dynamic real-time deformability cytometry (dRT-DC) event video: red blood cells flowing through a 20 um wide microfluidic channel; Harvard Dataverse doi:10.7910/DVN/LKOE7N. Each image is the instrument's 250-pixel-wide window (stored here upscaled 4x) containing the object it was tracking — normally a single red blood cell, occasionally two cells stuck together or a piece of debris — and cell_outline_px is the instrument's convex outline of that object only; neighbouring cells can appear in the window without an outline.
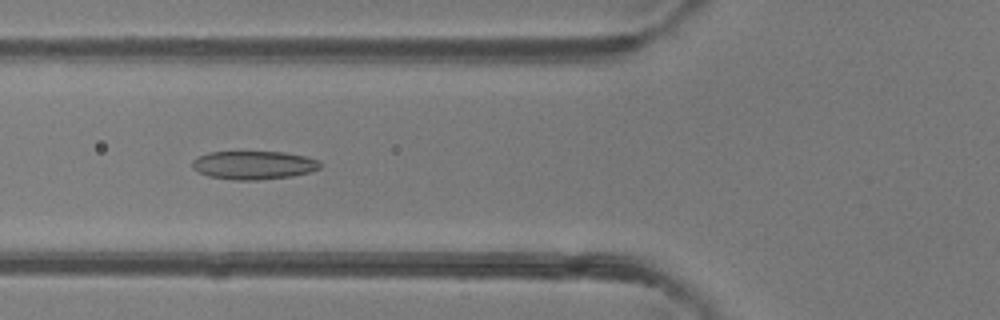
{"species": "common noctule bat (a hibernating species)", "species_latin": "Nyctalus noctula", "temperature_condition": "room temperature", "stored_images_in_passage": 48, "camera_frame_rate_fps": 3000, "um_per_image_px": 0.085, "animal": {"sex": "female"}, "frame": {"image": 1, "passage_image": 18, "time_ms": 5.667, "image_size_px": [1000, 320], "cell_outline_px": [[320, 168], [308, 172], [292, 176], [256, 180], [232, 180], [208, 176], [192, 168], [192, 160], [208, 152], [284, 152], [304, 156], [320, 160]], "centroid_in_image_um": [21.55, 14.03], "position_along_channel_um": 104.2, "area_um2": 21.1}}
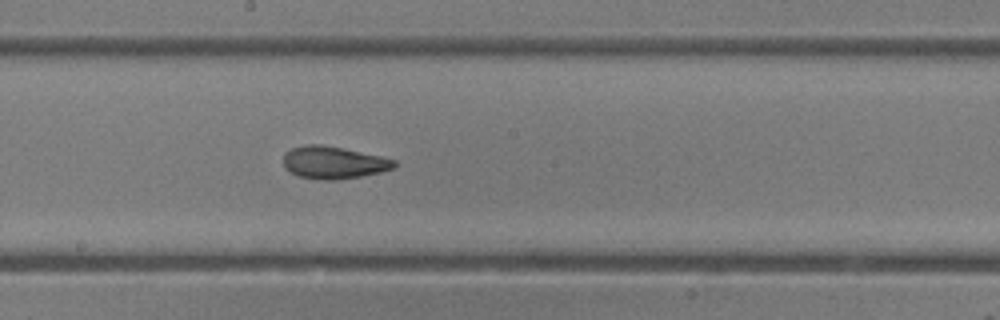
{"frame": {"image": 2, "passage_image": 26, "time_ms": 8.333, "image_size_px": [1000, 320], "cell_outline_px": [[396, 168], [380, 172], [360, 176], [336, 180], [320, 180], [296, 176], [284, 168], [284, 152], [292, 148], [304, 144], [320, 144], [344, 148], [380, 156], [396, 160]], "centroid_in_image_um": [28.33, 13.81], "position_along_channel_um": 219.9, "area_um2": 21.15}}
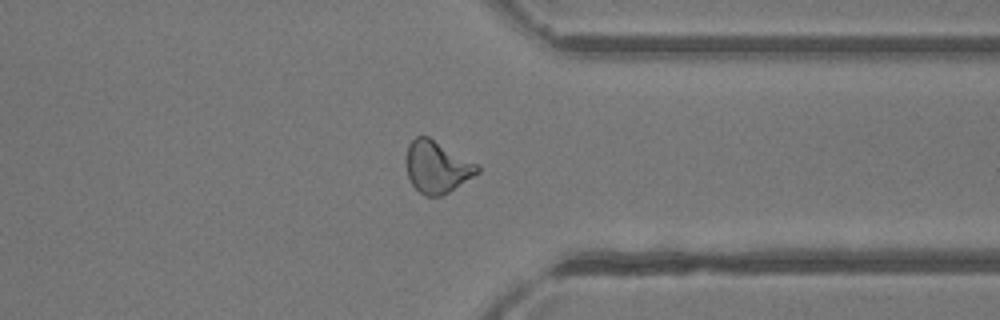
{"frame": {"image": 3, "passage_image": 37, "time_ms": 12.0, "image_size_px": [1000, 320], "cell_outline_px": [[480, 172], [448, 192], [440, 196], [424, 196], [412, 184], [408, 176], [408, 144], [416, 136], [428, 136], [480, 164]], "centroid_in_image_um": [37.19, 14.18], "position_along_channel_um": 374.2, "area_um2": 21.39}, "authors_computed_cell_mechanics": {"area_um2": 22.0218, "velocity_mm_per_s": 4.3134, "shape_relaxation_time_tau1_ms": null, "shape_relaxation_time_tau2_ms": 3.353, "deformation_change_tau1": null, "deformation_change_tau2": 0.1199}}